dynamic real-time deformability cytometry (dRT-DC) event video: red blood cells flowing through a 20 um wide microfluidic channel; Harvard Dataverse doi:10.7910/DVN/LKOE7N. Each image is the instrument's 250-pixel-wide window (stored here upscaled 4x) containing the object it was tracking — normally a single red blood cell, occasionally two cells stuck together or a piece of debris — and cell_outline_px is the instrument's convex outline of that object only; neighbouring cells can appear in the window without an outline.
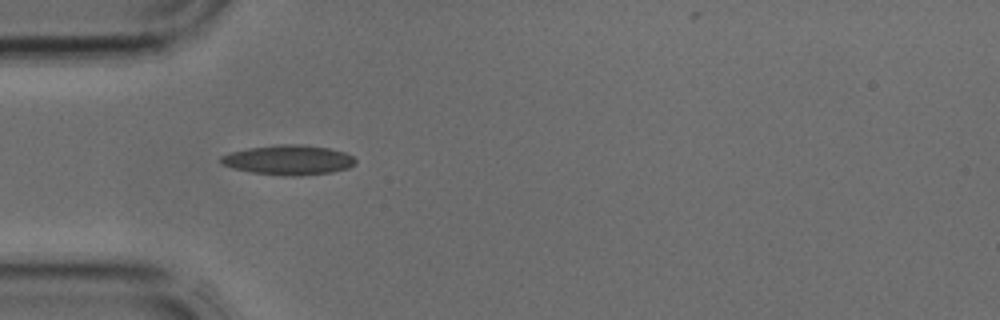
{"species": "common noctule bat (a hibernating species)", "species_latin": "Nyctalus noctula", "temperature_condition": "cold", "stored_images_in_passage": 3, "camera_frame_rate_fps": 3000, "um_per_image_px": 0.085, "animal": {"sex": "male", "body_mass_g": 17.9, "forearm_length_mm": 54.2}, "frame": {"image": 1, "passage_image": 2, "time_ms": 0.333, "image_size_px": [1000, 320], "cell_outline_px": [[356, 164], [348, 168], [332, 172], [300, 176], [284, 176], [252, 172], [232, 168], [220, 164], [220, 156], [228, 152], [248, 148], [276, 144], [300, 144], [328, 148], [344, 152], [352, 156], [356, 160]], "centroid_in_image_um": [24.49, 13.6], "position_along_channel_um": 60.5, "area_um2": 23.58}}